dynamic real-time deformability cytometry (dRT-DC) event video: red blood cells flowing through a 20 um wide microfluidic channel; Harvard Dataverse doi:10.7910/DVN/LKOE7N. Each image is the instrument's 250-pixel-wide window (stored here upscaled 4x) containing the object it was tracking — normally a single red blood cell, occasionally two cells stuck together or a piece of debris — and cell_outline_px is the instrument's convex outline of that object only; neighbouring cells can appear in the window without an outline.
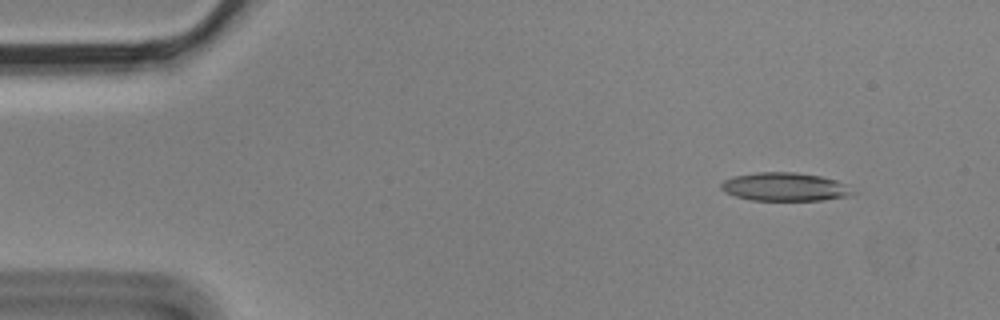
{"species": "Egyptian fruit bat (a non-hibernating species)", "species_latin": "Rousettus aegyptiacus", "temperature_condition": "cold", "stored_images_in_passage": 4, "camera_frame_rate_fps": 3000, "um_per_image_px": 0.085, "animal": {"sex": "male"}, "frame": {"image": 1, "passage_image": 1, "time_ms": 0.0, "image_size_px": [1000, 320], "cell_outline_px": [[856, 196], [824, 200], [752, 200], [736, 196], [724, 192], [720, 188], [720, 184], [724, 180], [732, 176], [756, 172], [796, 172], [820, 176], [836, 180], [844, 184], [856, 192]], "centroid_in_image_um": [66.74, 15.88], "position_along_channel_um": 18.3, "area_um2": 22.02}}
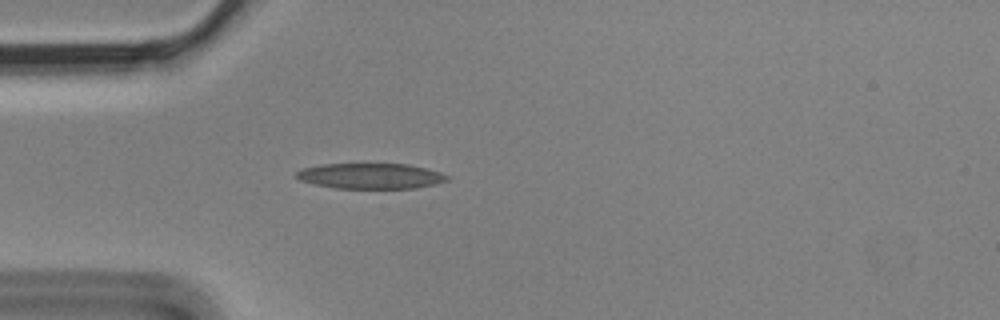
{"frame": {"image": 2, "passage_image": 4, "time_ms": 1.0, "image_size_px": [1000, 320], "cell_outline_px": [[452, 176], [448, 180], [436, 184], [416, 188], [336, 188], [316, 184], [300, 180], [296, 176], [296, 172], [304, 168], [320, 164], [408, 164], [440, 172]], "centroid_in_image_um": [31.55, 14.96], "position_along_channel_um": 53.5, "area_um2": 22.31}}